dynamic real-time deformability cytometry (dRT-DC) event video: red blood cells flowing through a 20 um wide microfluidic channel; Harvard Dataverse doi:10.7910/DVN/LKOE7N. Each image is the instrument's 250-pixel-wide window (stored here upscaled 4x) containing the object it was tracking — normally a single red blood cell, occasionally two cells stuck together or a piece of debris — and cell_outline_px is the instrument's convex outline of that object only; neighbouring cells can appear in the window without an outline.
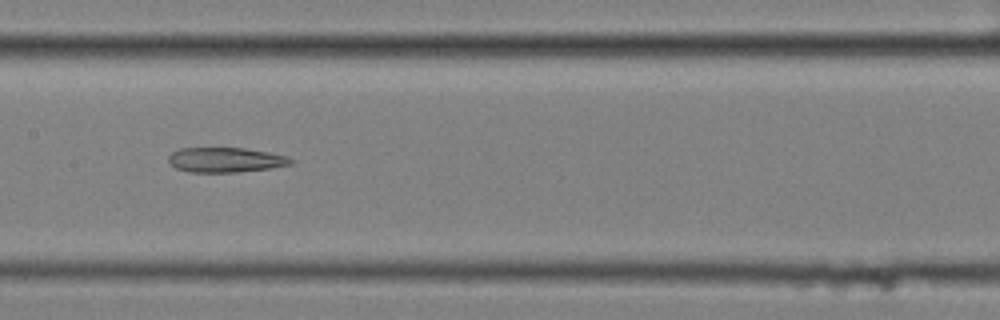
{"species": "common noctule bat (a hibernating species)", "species_latin": "Nyctalus noctula", "temperature_condition": "cold", "stored_images_in_passage": 13, "camera_frame_rate_fps": 3000, "um_per_image_px": 0.085, "animal": {"sex": "female", "body_mass_g": 25.1}, "frame": {"image": 1, "passage_image": 8, "time_ms": 2.333, "image_size_px": [1000, 320], "cell_outline_px": [[292, 164], [268, 168], [236, 172], [188, 172], [176, 168], [168, 160], [168, 156], [172, 152], [180, 148], [244, 148], [268, 152], [284, 156], [292, 160]], "centroid_in_image_um": [19.11, 13.59], "position_along_channel_um": 188.3, "area_um2": 17.46}}
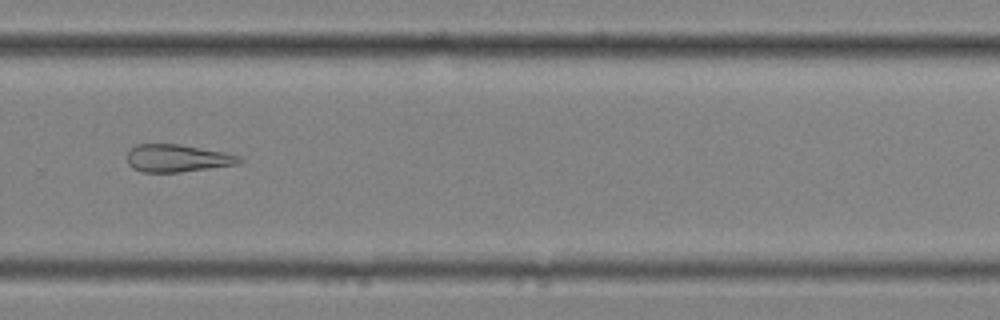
{"frame": {"image": 2, "passage_image": 11, "time_ms": 3.333, "image_size_px": [1000, 320], "cell_outline_px": [[244, 160], [236, 164], [180, 172], [140, 172], [132, 168], [128, 164], [128, 152], [136, 144], [176, 144], [224, 152], [240, 156]], "centroid_in_image_um": [15.04, 13.45], "position_along_channel_um": 314.8, "area_um2": 17.8}}
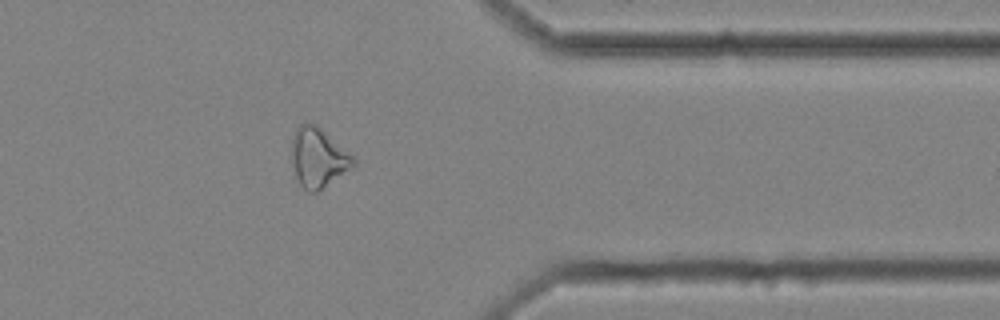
{"frame": {"image": 3, "passage_image": 13, "time_ms": 4.0, "image_size_px": [1000, 320], "cell_outline_px": [[356, 164], [316, 192], [308, 192], [300, 184], [296, 176], [292, 164], [292, 136], [296, 128], [300, 124], [316, 124], [348, 152], [356, 160]], "centroid_in_image_um": [27.01, 13.39], "position_along_channel_um": 384.4, "area_um2": 20.81}}